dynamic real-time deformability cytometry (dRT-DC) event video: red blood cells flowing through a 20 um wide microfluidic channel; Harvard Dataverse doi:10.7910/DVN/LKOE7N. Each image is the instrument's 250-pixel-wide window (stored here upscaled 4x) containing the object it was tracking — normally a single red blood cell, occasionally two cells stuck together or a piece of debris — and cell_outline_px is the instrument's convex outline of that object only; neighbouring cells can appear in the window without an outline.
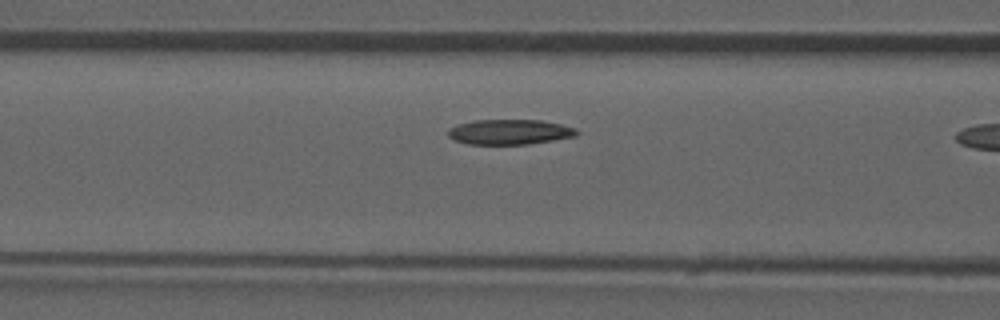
{"species": "common noctule bat (a hibernating species)", "species_latin": "Nyctalus noctula", "temperature_condition": "room temperature", "stored_images_in_passage": 16, "camera_frame_rate_fps": 3000, "um_per_image_px": 0.085, "animal": {"sex": "male", "forearm_length_mm": 52.5}, "frame": {"image": 1, "passage_image": 14, "time_ms": 4.333, "image_size_px": [1000, 320], "cell_outline_px": [[580, 132], [576, 136], [528, 144], [468, 144], [452, 140], [448, 136], [448, 128], [456, 124], [472, 120], [540, 120], [560, 124], [576, 128]], "centroid_in_image_um": [43.28, 11.21], "position_along_channel_um": 123.3, "area_um2": 18.96}}